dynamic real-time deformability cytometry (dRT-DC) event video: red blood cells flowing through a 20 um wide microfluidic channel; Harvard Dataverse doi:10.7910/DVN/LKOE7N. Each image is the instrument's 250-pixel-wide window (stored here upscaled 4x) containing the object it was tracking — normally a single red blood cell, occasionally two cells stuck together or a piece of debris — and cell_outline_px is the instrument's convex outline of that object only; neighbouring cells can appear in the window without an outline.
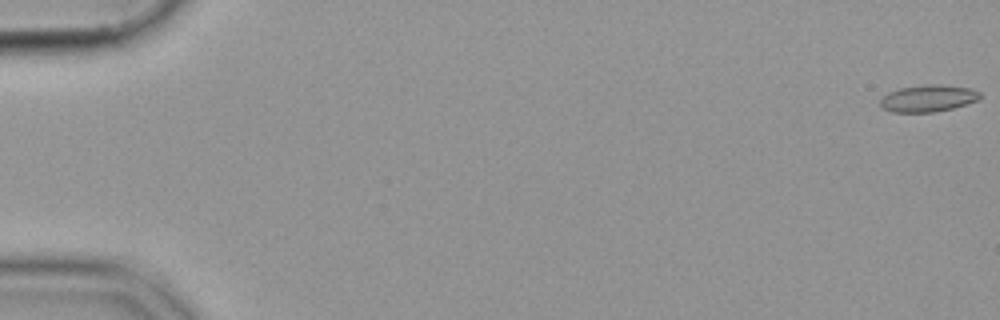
{"species": "common noctule bat (a hibernating species)", "species_latin": "Nyctalus noctula", "temperature_condition": "cold", "stored_images_in_passage": 56, "camera_frame_rate_fps": 3000, "um_per_image_px": 0.085, "animal": {"sex": "female", "body_mass_g": 19.9}, "frame": {"image": 1, "passage_image": 1, "time_ms": 0.0, "image_size_px": [1000, 320], "cell_outline_px": [[980, 100], [952, 108], [936, 112], [892, 112], [884, 108], [880, 104], [880, 100], [888, 92], [900, 88], [928, 84], [940, 84], [972, 88], [980, 92]], "centroid_in_image_um": [78.92, 8.35], "position_along_channel_um": 6.1, "area_um2": 15.66}}
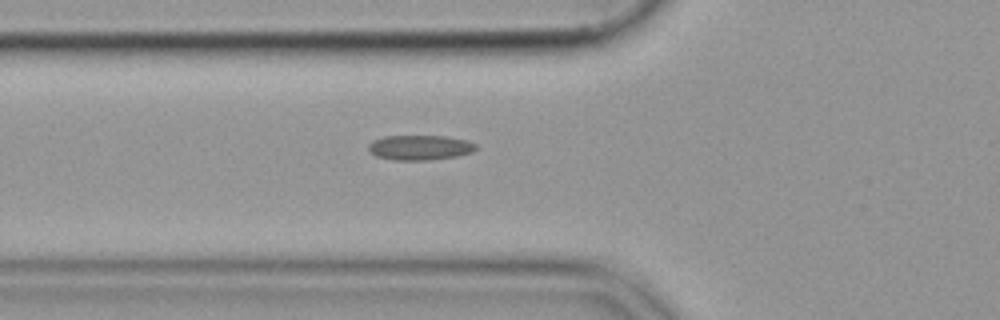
{"frame": {"image": 2, "passage_image": 21, "time_ms": 6.667, "image_size_px": [1000, 320], "cell_outline_px": [[476, 148], [472, 152], [456, 156], [428, 160], [396, 160], [376, 156], [368, 152], [368, 144], [372, 140], [384, 136], [444, 136], [468, 140], [476, 144]], "centroid_in_image_um": [35.66, 12.53], "position_along_channel_um": 90.1, "area_um2": 15.66}}
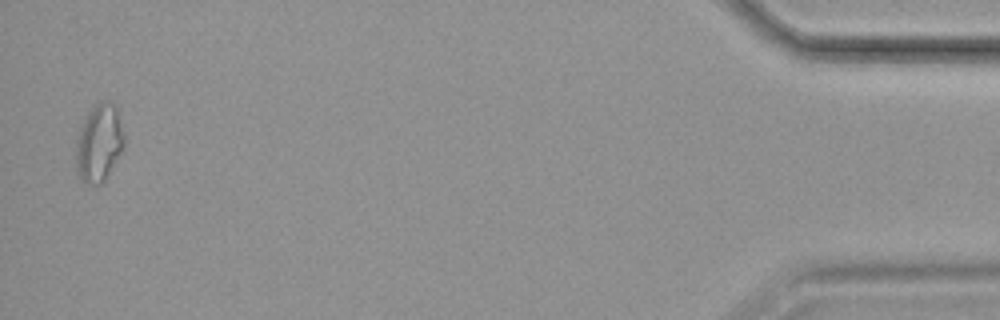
{"frame": {"image": 3, "passage_image": 55, "time_ms": 18.0, "image_size_px": [1000, 320], "cell_outline_px": [[124, 148], [104, 180], [100, 184], [84, 184], [76, 168], [76, 140], [80, 124], [88, 112], [100, 100], [112, 100], [116, 104], [124, 136]], "centroid_in_image_um": [8.42, 12.1], "position_along_channel_um": 426.8, "area_um2": 22.02}}